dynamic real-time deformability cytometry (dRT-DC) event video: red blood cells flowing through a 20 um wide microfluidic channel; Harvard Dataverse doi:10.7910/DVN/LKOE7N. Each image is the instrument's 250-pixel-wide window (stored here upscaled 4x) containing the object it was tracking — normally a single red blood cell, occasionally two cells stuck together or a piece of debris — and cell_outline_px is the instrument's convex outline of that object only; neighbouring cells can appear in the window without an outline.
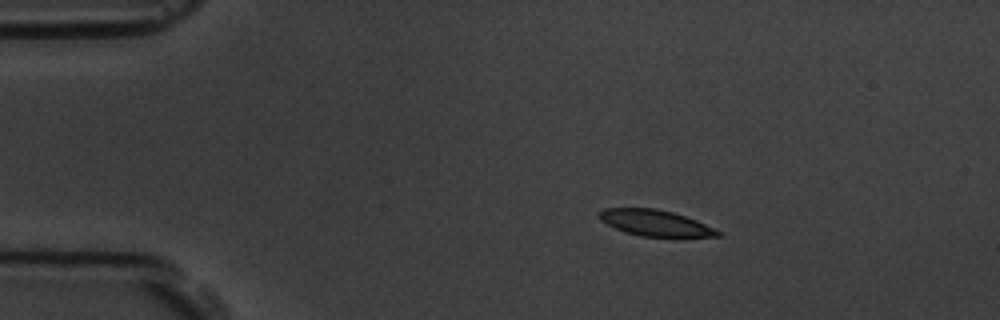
{"species": "common noctule bat (a hibernating species)", "species_latin": "Nyctalus noctula", "temperature_condition": "room temperature", "stored_images_in_passage": 8, "camera_frame_rate_fps": 3000, "um_per_image_px": 0.085, "animal": {"sex": "male", "body_mass_g": 19.5, "forearm_length_mm": 54.6}, "frame": {"image": 1, "passage_image": 2, "time_ms": 1.0, "image_size_px": [1000, 320], "cell_outline_px": [[724, 236], [680, 240], [676, 240], [640, 236], [624, 232], [600, 220], [596, 212], [604, 208], [656, 208], [672, 212], [696, 220], [720, 232]], "centroid_in_image_um": [55.77, 19.02], "position_along_channel_um": 29.2, "area_um2": 19.02}}
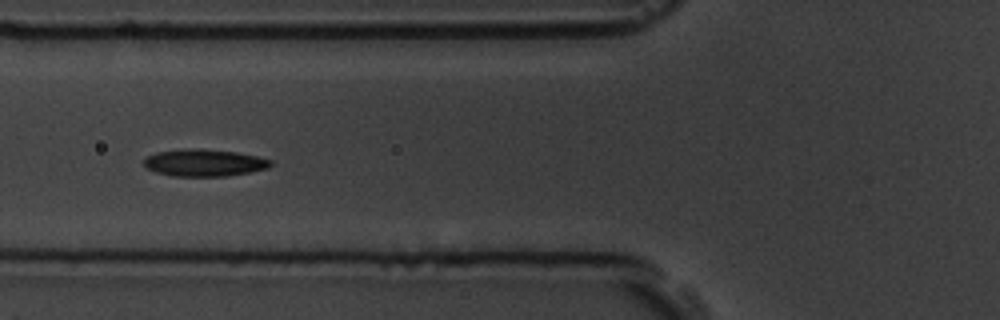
{"frame": {"image": 2, "passage_image": 5, "time_ms": 4.667, "image_size_px": [1000, 320], "cell_outline_px": [[272, 164], [268, 168], [228, 176], [172, 176], [156, 172], [144, 168], [144, 160], [148, 156], [156, 152], [188, 148], [200, 148], [236, 152], [256, 156], [272, 160]], "centroid_in_image_um": [17.33, 13.83], "position_along_channel_um": 108.5, "area_um2": 20.06}}
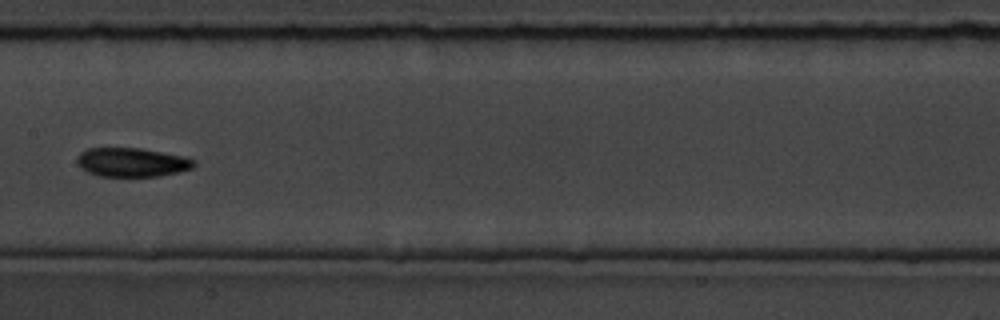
{"frame": {"image": 3, "passage_image": 7, "time_ms": 7.0, "image_size_px": [1000, 320], "cell_outline_px": [[196, 164], [192, 168], [180, 172], [160, 176], [96, 176], [80, 168], [76, 160], [80, 152], [88, 148], [140, 148], [184, 156], [196, 160]], "centroid_in_image_um": [11.22, 13.8], "position_along_channel_um": 196.2, "area_um2": 19.88}}